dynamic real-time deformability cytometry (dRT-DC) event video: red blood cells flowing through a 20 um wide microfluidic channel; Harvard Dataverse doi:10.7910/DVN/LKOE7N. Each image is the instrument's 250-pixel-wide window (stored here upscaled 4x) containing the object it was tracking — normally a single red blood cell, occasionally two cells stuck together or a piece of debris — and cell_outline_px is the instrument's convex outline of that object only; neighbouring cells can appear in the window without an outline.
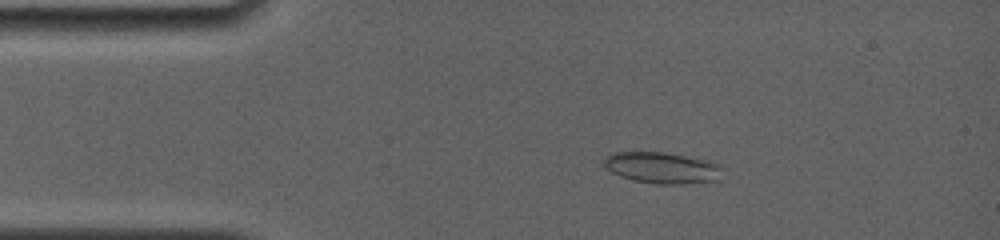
{"species": "common noctule bat (a hibernating species)", "species_latin": "Nyctalus noctula", "temperature_condition": "room temperature", "stored_images_in_passage": 32, "camera_frame_rate_fps": 4000, "um_per_image_px": 0.085, "animal": {"sex": "female", "body_mass_g": 19.0, "forearm_length_mm": 56.7}, "frame": {"image": 1, "passage_image": 16, "time_ms": 2.75, "image_size_px": [1000, 240], "cell_outline_px": [[724, 168], [720, 180], [680, 184], [656, 184], [632, 180], [620, 176], [612, 172], [600, 160], [604, 156], [616, 152], [664, 152], [712, 160], [720, 164]], "centroid_in_image_um": [56.33, 14.25], "position_along_channel_um": 28.7, "area_um2": 22.08}}